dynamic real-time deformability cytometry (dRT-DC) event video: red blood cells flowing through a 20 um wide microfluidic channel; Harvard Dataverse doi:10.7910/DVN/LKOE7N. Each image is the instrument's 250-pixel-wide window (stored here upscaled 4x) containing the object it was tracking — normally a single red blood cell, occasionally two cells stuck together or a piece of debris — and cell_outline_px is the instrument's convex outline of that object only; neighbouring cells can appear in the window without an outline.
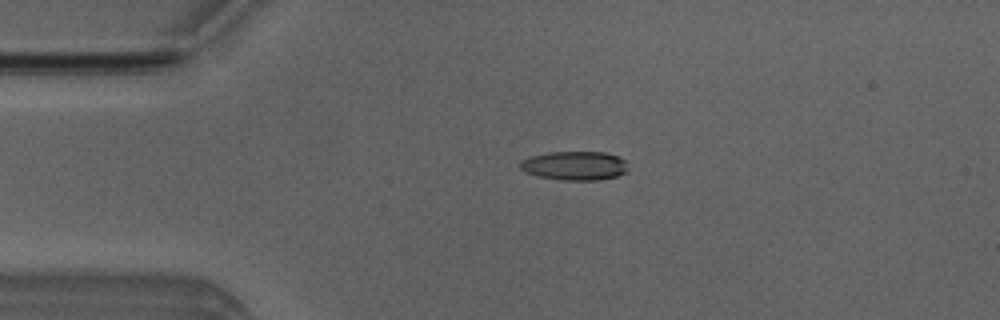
{"species": "Egyptian fruit bat (a non-hibernating species)", "species_latin": "Rousettus aegyptiacus", "temperature_condition": "room temperature", "stored_images_in_passage": 51, "camera_frame_rate_fps": 3000, "um_per_image_px": 0.085, "animal": {"sex": "male"}, "frame": {"image": 1, "passage_image": 11, "time_ms": 3.333, "image_size_px": [1000, 320], "cell_outline_px": [[628, 172], [616, 176], [600, 180], [564, 180], [536, 176], [524, 172], [520, 168], [520, 164], [528, 156], [548, 152], [604, 152], [616, 156], [624, 160], [628, 168]], "centroid_in_image_um": [48.84, 14.09], "position_along_channel_um": 36.2, "area_um2": 18.26}}
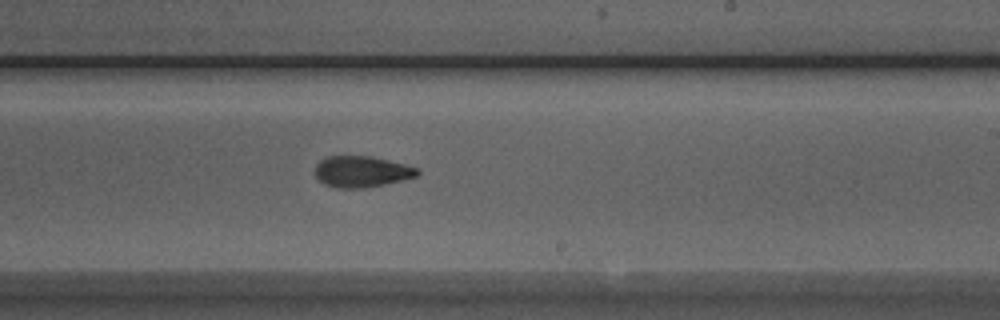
{"frame": {"image": 2, "passage_image": 30, "time_ms": 9.667, "image_size_px": [1000, 320], "cell_outline_px": [[420, 172], [416, 176], [384, 184], [364, 188], [336, 188], [324, 184], [316, 176], [316, 164], [320, 160], [328, 156], [372, 156], [404, 164], [416, 168]], "centroid_in_image_um": [30.71, 14.58], "position_along_channel_um": 258.3, "area_um2": 18.38}}
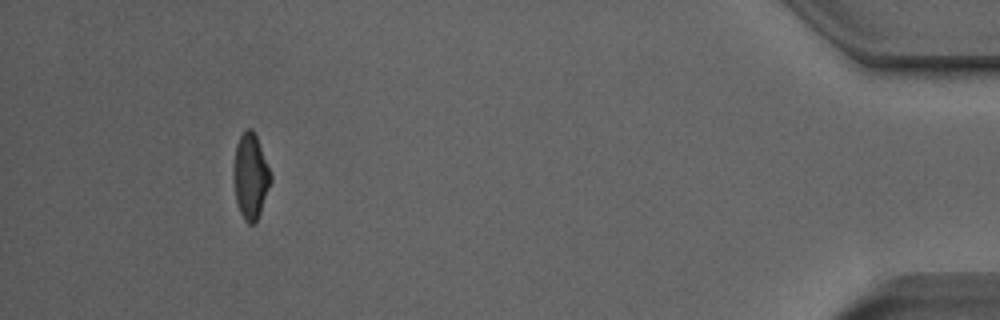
{"frame": {"image": 3, "passage_image": 47, "time_ms": 15.333, "image_size_px": [1000, 320], "cell_outline_px": [[272, 180], [260, 212], [256, 220], [252, 224], [248, 224], [244, 220], [240, 212], [236, 200], [232, 176], [232, 172], [236, 144], [240, 136], [248, 128], [252, 128], [256, 136], [272, 176]], "centroid_in_image_um": [21.27, 14.98], "position_along_channel_um": 413.9, "area_um2": 18.38}, "authors_computed_cell_mechanics": {"area_um2": 18.6694, "velocity_mm_per_s": 4.0123, "shape_relaxation_time_tau1_ms": 4.5441, "shape_relaxation_time_tau2_ms": 2.3376, "deformation_change_tau1": 0.1904, "deformation_change_tau2": 0.1009}}